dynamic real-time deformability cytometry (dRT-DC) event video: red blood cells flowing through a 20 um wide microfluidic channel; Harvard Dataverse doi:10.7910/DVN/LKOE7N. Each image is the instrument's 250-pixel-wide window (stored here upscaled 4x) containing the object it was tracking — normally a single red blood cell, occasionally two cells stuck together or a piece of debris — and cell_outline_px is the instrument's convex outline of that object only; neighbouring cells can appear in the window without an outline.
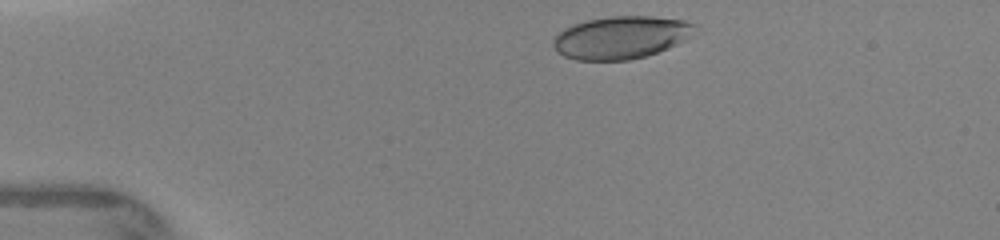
{"species": "human", "species_latin": "Homo sapiens", "temperature_condition": "warm", "stored_images_in_passage": 5, "camera_frame_rate_fps": 3000, "um_per_image_px": 0.085, "donor": {"sex": "female"}, "frame": {"image": 1, "passage_image": 1, "time_ms": 0.0, "image_size_px": [1000, 240], "cell_outline_px": [[700, 28], [684, 40], [668, 48], [644, 56], [628, 60], [576, 60], [564, 56], [556, 52], [552, 44], [552, 40], [564, 28], [572, 24], [588, 20], [608, 16], [652, 16], [684, 20], [696, 24]], "centroid_in_image_um": [52.78, 3.17], "position_along_channel_um": 32.2, "area_um2": 35.32}}
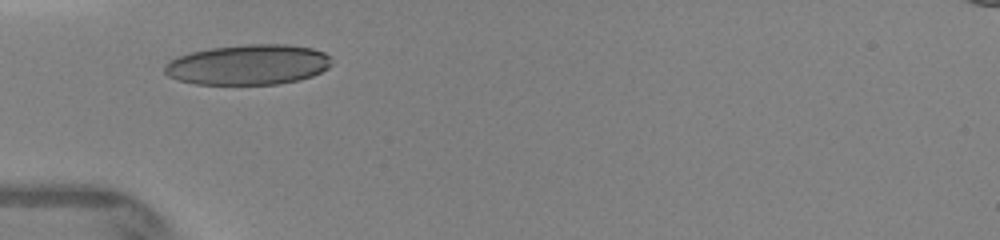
{"frame": {"image": 2, "passage_image": 3, "time_ms": 2.0, "image_size_px": [1000, 240], "cell_outline_px": [[332, 64], [328, 68], [312, 76], [300, 80], [280, 84], [196, 84], [180, 80], [168, 76], [164, 72], [164, 64], [176, 56], [192, 52], [212, 48], [244, 44], [288, 44], [312, 48], [324, 52], [332, 56]], "centroid_in_image_um": [21.13, 5.49], "position_along_channel_um": 63.9, "area_um2": 39.48}}
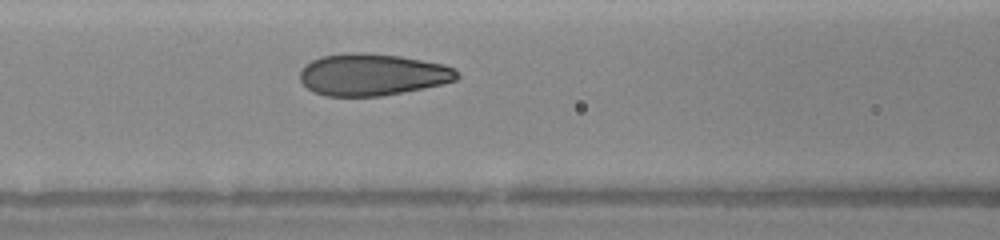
{"frame": {"image": 3, "passage_image": 5, "time_ms": 3.667, "image_size_px": [1000, 240], "cell_outline_px": [[460, 76], [456, 80], [444, 84], [380, 96], [324, 96], [312, 92], [300, 80], [300, 72], [312, 60], [324, 56], [344, 52], [360, 52], [400, 56], [444, 64], [452, 68]], "centroid_in_image_um": [31.65, 6.34], "position_along_channel_um": 135.0, "area_um2": 38.21}}